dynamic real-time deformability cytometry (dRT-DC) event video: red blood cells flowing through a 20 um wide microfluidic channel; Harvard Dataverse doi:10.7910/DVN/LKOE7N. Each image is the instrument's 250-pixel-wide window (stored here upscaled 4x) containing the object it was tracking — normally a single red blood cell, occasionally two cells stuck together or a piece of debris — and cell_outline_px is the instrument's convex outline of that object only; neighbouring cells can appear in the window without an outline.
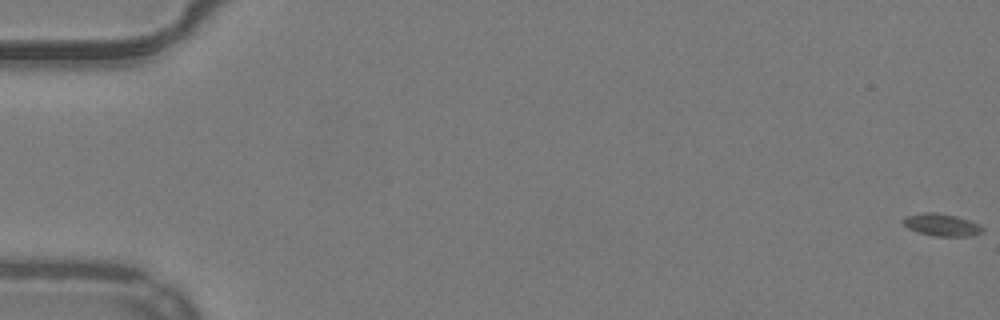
{"species": "common noctule bat (a hibernating species)", "species_latin": "Nyctalus noctula", "temperature_condition": "warm", "stored_images_in_passage": 56, "camera_frame_rate_fps": 3000, "um_per_image_px": 0.085, "animal": {"sex": "male", "body_mass_g": 19.2, "forearm_length_mm": 51.8}, "frame": {"image": 1, "passage_image": 1, "time_ms": 0.0, "image_size_px": [1000, 320], "cell_outline_px": [[984, 232], [972, 236], [936, 236], [920, 232], [908, 228], [904, 224], [904, 220], [908, 216], [924, 212], [936, 212], [956, 216], [968, 220], [984, 228]], "centroid_in_image_um": [80.09, 19.11], "position_along_channel_um": 4.9, "area_um2": 10.06}}
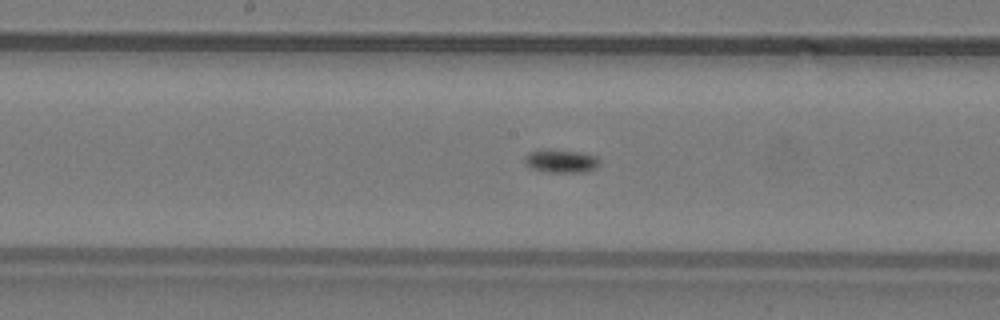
{"frame": {"image": 2, "passage_image": 30, "time_ms": 9.667, "image_size_px": [1000, 320], "cell_outline_px": [[600, 164], [596, 168], [588, 172], [548, 172], [532, 168], [524, 160], [524, 156], [528, 152], [548, 148], [580, 152], [600, 156]], "centroid_in_image_um": [47.75, 13.67], "position_along_channel_um": 200.5, "area_um2": 10.4}}
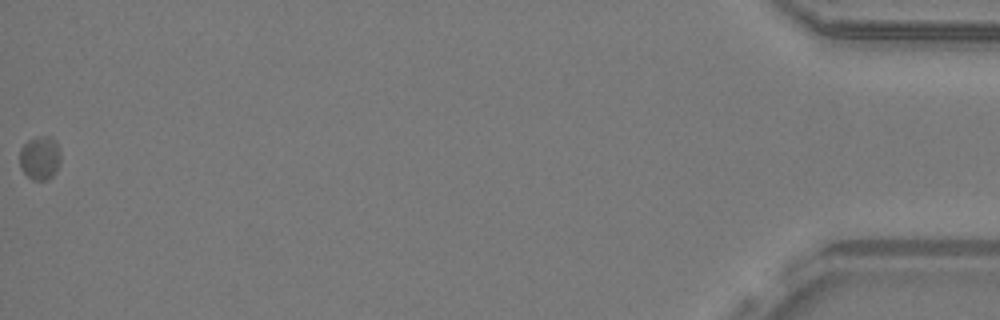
{"frame": {"image": 3, "passage_image": 56, "time_ms": 18.333, "image_size_px": [1000, 320], "cell_outline_px": [[60, 160], [56, 172], [52, 176], [44, 180], [32, 180], [20, 168], [20, 148], [28, 140], [36, 136], [52, 136], [56, 140], [60, 152]], "centroid_in_image_um": [3.4, 13.39], "position_along_channel_um": 431.8, "area_um2": 10.58}}